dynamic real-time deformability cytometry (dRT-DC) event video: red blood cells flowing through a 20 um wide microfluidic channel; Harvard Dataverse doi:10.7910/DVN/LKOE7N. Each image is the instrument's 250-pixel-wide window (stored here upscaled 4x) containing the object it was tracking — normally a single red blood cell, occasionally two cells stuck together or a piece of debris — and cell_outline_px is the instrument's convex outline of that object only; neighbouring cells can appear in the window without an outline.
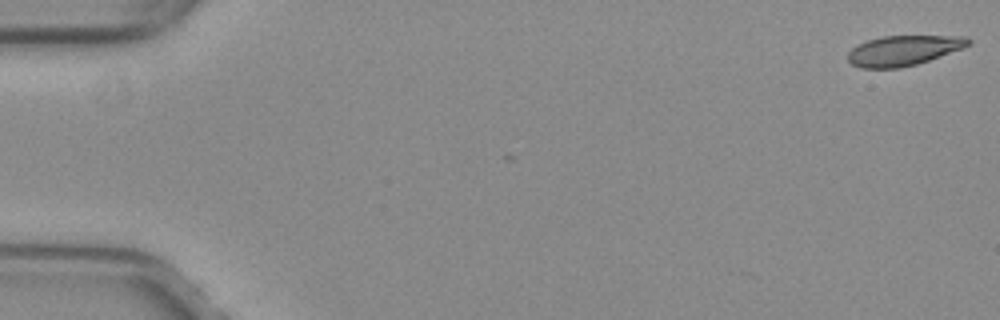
{"species": "common noctule bat (a hibernating species)", "species_latin": "Nyctalus noctula", "temperature_condition": "warm", "stored_images_in_passage": 10, "camera_frame_rate_fps": 3000, "um_per_image_px": 0.085, "animal": {"sex": "female", "body_mass_g": 29.2, "forearm_length_mm": 56.3}, "frame": {"image": 1, "passage_image": 1, "time_ms": 0.0, "image_size_px": [1000, 320], "cell_outline_px": [[972, 44], [964, 48], [916, 64], [900, 68], [860, 68], [852, 64], [848, 60], [848, 52], [856, 44], [868, 40], [884, 36], [968, 36], [972, 40]], "centroid_in_image_um": [76.82, 4.28], "position_along_channel_um": 8.2, "area_um2": 21.21}}